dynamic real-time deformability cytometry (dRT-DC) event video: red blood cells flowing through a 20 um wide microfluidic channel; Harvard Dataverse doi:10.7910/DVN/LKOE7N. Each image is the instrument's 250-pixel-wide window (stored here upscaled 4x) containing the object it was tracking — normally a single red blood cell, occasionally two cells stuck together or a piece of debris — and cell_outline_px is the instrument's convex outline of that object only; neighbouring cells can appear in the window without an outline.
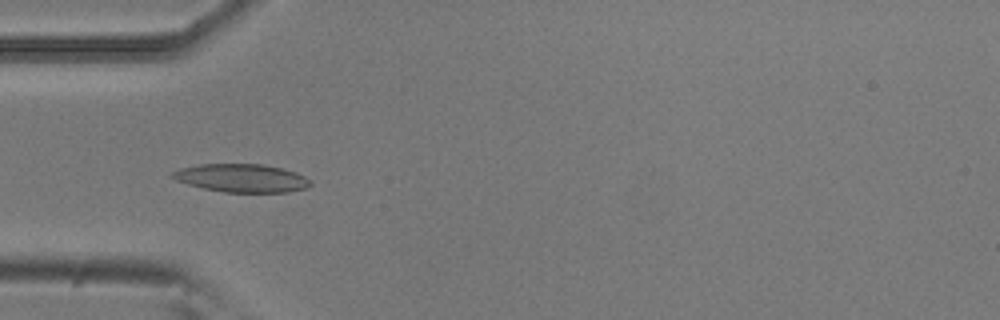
{"species": "common noctule bat (a hibernating species)", "species_latin": "Nyctalus noctula", "temperature_condition": "room temperature", "stored_images_in_passage": 9, "camera_frame_rate_fps": 3000, "um_per_image_px": 0.085, "animal": {"sex": "male", "body_mass_g": 20.5, "forearm_length_mm": 52.5}, "frame": {"image": 1, "passage_image": 4, "time_ms": 1.0, "image_size_px": [1000, 320], "cell_outline_px": [[312, 184], [308, 188], [288, 192], [224, 192], [204, 188], [188, 184], [176, 180], [168, 176], [172, 172], [180, 168], [200, 164], [260, 164], [284, 168], [296, 172], [304, 176]], "centroid_in_image_um": [20.54, 15.13], "position_along_channel_um": 64.5, "area_um2": 22.72}}
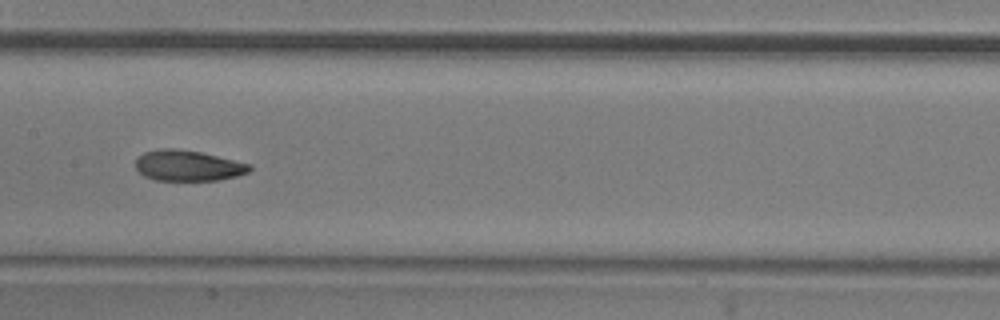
{"frame": {"image": 2, "passage_image": 7, "time_ms": 2.0, "image_size_px": [1000, 320], "cell_outline_px": [[252, 168], [248, 172], [236, 176], [220, 180], [156, 180], [144, 176], [136, 168], [136, 160], [144, 152], [160, 148], [172, 148], [200, 152], [252, 164]], "centroid_in_image_um": [15.99, 14.08], "position_along_channel_um": 191.4, "area_um2": 20.29}}
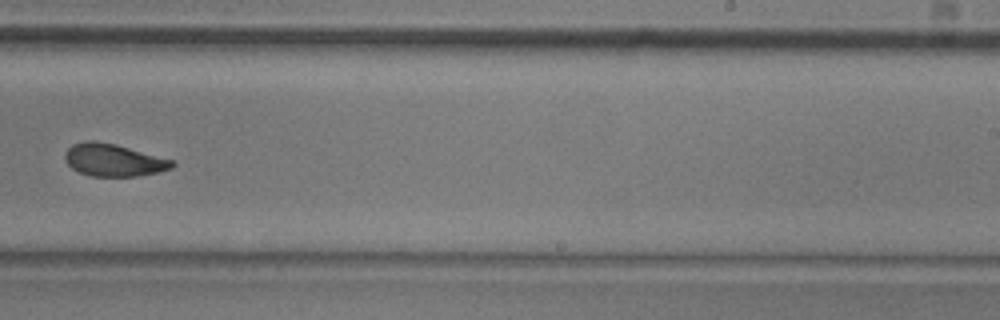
{"frame": {"image": 3, "passage_image": 9, "time_ms": 2.667, "image_size_px": [1000, 320], "cell_outline_px": [[176, 164], [172, 168], [156, 172], [136, 176], [88, 176], [72, 168], [64, 160], [64, 156], [68, 148], [72, 144], [84, 140], [96, 140], [116, 144], [176, 160]], "centroid_in_image_um": [9.66, 13.59], "position_along_channel_um": 279.3, "area_um2": 20.52}}